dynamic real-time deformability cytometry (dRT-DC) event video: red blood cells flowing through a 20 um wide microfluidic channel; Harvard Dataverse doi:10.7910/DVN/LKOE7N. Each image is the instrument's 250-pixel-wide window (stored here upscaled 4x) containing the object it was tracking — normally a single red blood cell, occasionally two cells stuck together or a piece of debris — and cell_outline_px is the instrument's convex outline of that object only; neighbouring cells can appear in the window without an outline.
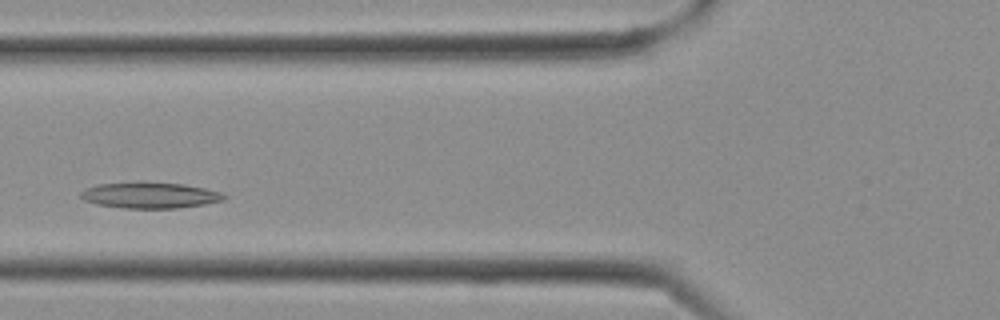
{"species": "Egyptian fruit bat (a non-hibernating species)", "species_latin": "Rousettus aegyptiacus", "temperature_condition": "cold", "stored_images_in_passage": 9, "camera_frame_rate_fps": 3000, "um_per_image_px": 0.085, "frame": {"image": 1, "passage_image": 6, "time_ms": 1.667, "image_size_px": [1000, 320], "cell_outline_px": [[228, 196], [224, 200], [204, 204], [176, 208], [124, 208], [96, 204], [84, 200], [80, 196], [80, 192], [84, 188], [96, 184], [136, 180], [144, 180], [184, 184], [204, 188], [220, 192]], "centroid_in_image_um": [12.69, 16.56], "position_along_channel_um": 113.1, "area_um2": 22.37}}
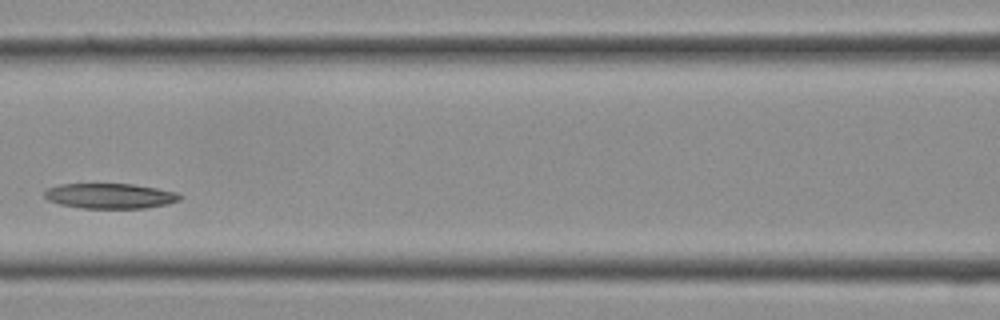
{"frame": {"image": 2, "passage_image": 8, "time_ms": 2.333, "image_size_px": [1000, 320], "cell_outline_px": [[184, 196], [180, 200], [168, 204], [144, 208], [80, 208], [60, 204], [48, 200], [44, 196], [44, 192], [48, 188], [60, 184], [132, 184], [156, 188], [176, 192]], "centroid_in_image_um": [9.37, 16.65], "position_along_channel_um": 157.2, "area_um2": 19.88}}